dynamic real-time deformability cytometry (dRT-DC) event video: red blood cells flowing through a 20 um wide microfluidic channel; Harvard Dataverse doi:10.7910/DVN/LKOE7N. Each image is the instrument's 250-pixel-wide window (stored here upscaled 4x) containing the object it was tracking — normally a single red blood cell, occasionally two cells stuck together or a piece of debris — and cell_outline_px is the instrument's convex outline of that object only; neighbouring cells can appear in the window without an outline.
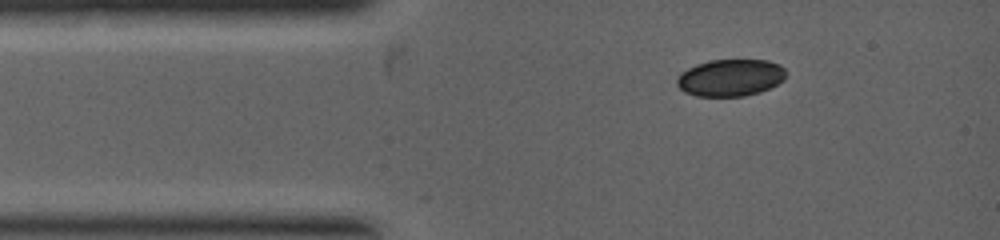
{"species": "common noctule bat (a hibernating species)", "species_latin": "Nyctalus noctula", "temperature_condition": "warm", "stored_images_in_passage": 2, "camera_frame_rate_fps": 5000, "um_per_image_px": 0.085, "animal": {"sex": "female", "body_mass_g": 19.0, "forearm_length_mm": 53.3}, "frame": {"image": 1, "passage_image": 1, "time_ms": 0.0, "image_size_px": [1000, 240], "cell_outline_px": [[784, 80], [760, 92], [744, 96], [696, 96], [684, 92], [676, 84], [676, 80], [680, 72], [696, 64], [708, 60], [768, 60], [780, 64], [784, 68]], "centroid_in_image_um": [62.05, 6.6], "position_along_channel_um": 22.9, "area_um2": 23.58}}
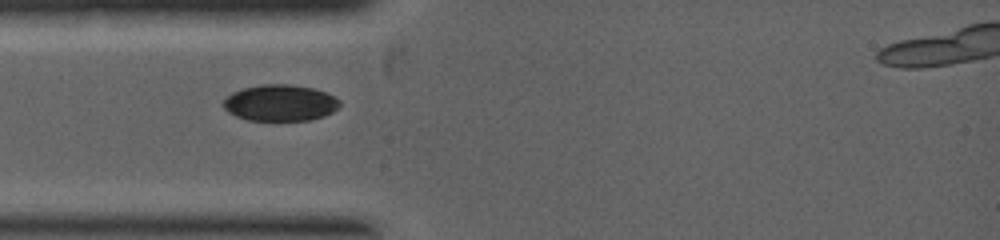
{"frame": {"image": 2, "passage_image": 2, "time_ms": 1.0, "image_size_px": [1000, 240], "cell_outline_px": [[340, 104], [332, 112], [324, 116], [308, 120], [248, 120], [236, 116], [228, 112], [220, 104], [232, 92], [244, 88], [264, 84], [288, 84], [312, 88], [324, 92], [340, 100]], "centroid_in_image_um": [23.78, 8.75], "position_along_channel_um": 61.2, "area_um2": 24.45}}